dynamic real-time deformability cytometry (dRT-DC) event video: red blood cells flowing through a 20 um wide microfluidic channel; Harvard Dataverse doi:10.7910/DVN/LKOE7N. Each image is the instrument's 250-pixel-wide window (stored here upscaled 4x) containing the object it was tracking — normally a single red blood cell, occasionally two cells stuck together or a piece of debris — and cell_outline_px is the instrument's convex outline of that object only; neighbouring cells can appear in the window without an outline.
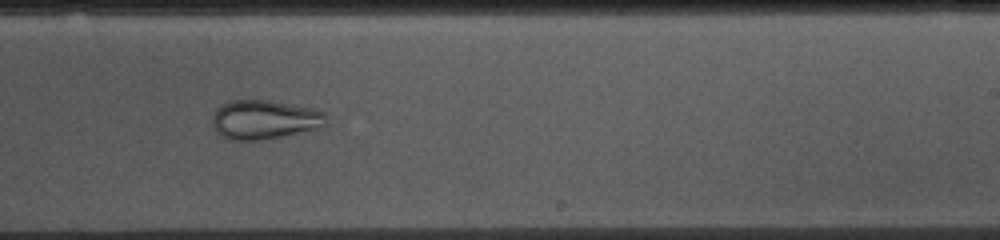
{"species": "common noctule bat (a hibernating species)", "species_latin": "Nyctalus noctula", "temperature_condition": "cold", "stored_images_in_passage": 53, "camera_frame_rate_fps": 3000, "um_per_image_px": 0.085, "animal": {"sex": "female", "body_mass_g": 10.0, "forearm_length_mm": 53.1}, "frame": {"image": 1, "passage_image": 31, "time_ms": 10.0, "image_size_px": [1000, 240], "cell_outline_px": [[324, 128], [260, 140], [228, 140], [220, 136], [216, 132], [212, 124], [212, 116], [216, 108], [228, 100], [268, 100], [312, 108], [324, 112]], "centroid_in_image_um": [22.43, 10.17], "position_along_channel_um": 266.6, "area_um2": 26.13}}
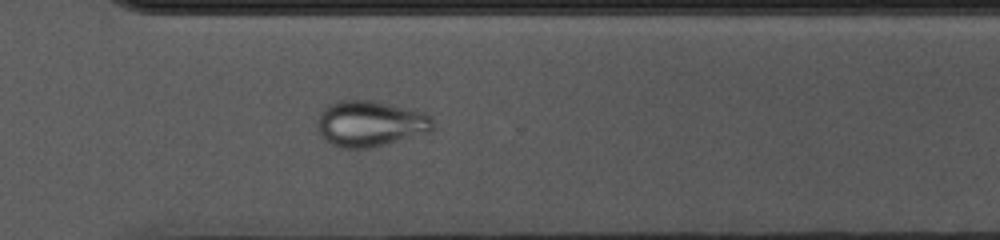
{"frame": {"image": 2, "passage_image": 37, "time_ms": 12.0, "image_size_px": [1000, 240], "cell_outline_px": [[432, 132], [372, 148], [340, 148], [324, 140], [320, 132], [320, 112], [328, 104], [336, 100], [368, 100], [424, 112], [432, 120]], "centroid_in_image_um": [31.48, 10.52], "position_along_channel_um": 339.1, "area_um2": 30.63}}
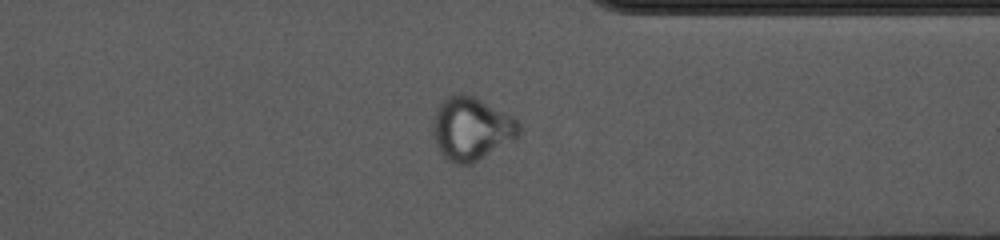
{"frame": {"image": 3, "passage_image": 40, "time_ms": 13.0, "image_size_px": [1000, 240], "cell_outline_px": [[520, 136], [472, 164], [456, 164], [448, 160], [440, 152], [436, 144], [432, 132], [432, 120], [436, 108], [444, 96], [456, 92], [464, 92], [476, 96], [516, 116], [520, 120]], "centroid_in_image_um": [40.08, 10.87], "position_along_channel_um": 371.3, "area_um2": 32.77}}